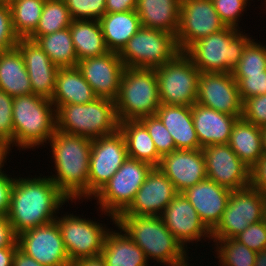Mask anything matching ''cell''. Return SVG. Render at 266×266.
<instances>
[{"label": "cell", "instance_id": "cell-12", "mask_svg": "<svg viewBox=\"0 0 266 266\" xmlns=\"http://www.w3.org/2000/svg\"><path fill=\"white\" fill-rule=\"evenodd\" d=\"M71 264L80 259L101 255L105 237L110 230L98 221L64 214L55 219Z\"/></svg>", "mask_w": 266, "mask_h": 266}, {"label": "cell", "instance_id": "cell-15", "mask_svg": "<svg viewBox=\"0 0 266 266\" xmlns=\"http://www.w3.org/2000/svg\"><path fill=\"white\" fill-rule=\"evenodd\" d=\"M18 248L44 266H72L55 221L17 235Z\"/></svg>", "mask_w": 266, "mask_h": 266}, {"label": "cell", "instance_id": "cell-53", "mask_svg": "<svg viewBox=\"0 0 266 266\" xmlns=\"http://www.w3.org/2000/svg\"><path fill=\"white\" fill-rule=\"evenodd\" d=\"M72 266H107L101 255L83 258L72 264Z\"/></svg>", "mask_w": 266, "mask_h": 266}, {"label": "cell", "instance_id": "cell-29", "mask_svg": "<svg viewBox=\"0 0 266 266\" xmlns=\"http://www.w3.org/2000/svg\"><path fill=\"white\" fill-rule=\"evenodd\" d=\"M98 21L107 49L117 53L142 27L140 18L135 10L105 13Z\"/></svg>", "mask_w": 266, "mask_h": 266}, {"label": "cell", "instance_id": "cell-40", "mask_svg": "<svg viewBox=\"0 0 266 266\" xmlns=\"http://www.w3.org/2000/svg\"><path fill=\"white\" fill-rule=\"evenodd\" d=\"M73 20H99L106 13V0H64Z\"/></svg>", "mask_w": 266, "mask_h": 266}, {"label": "cell", "instance_id": "cell-32", "mask_svg": "<svg viewBox=\"0 0 266 266\" xmlns=\"http://www.w3.org/2000/svg\"><path fill=\"white\" fill-rule=\"evenodd\" d=\"M227 144L249 168L263 156L261 128L242 118L235 122Z\"/></svg>", "mask_w": 266, "mask_h": 266}, {"label": "cell", "instance_id": "cell-5", "mask_svg": "<svg viewBox=\"0 0 266 266\" xmlns=\"http://www.w3.org/2000/svg\"><path fill=\"white\" fill-rule=\"evenodd\" d=\"M115 101L96 98L86 104H68L56 110V130L95 139L119 130Z\"/></svg>", "mask_w": 266, "mask_h": 266}, {"label": "cell", "instance_id": "cell-6", "mask_svg": "<svg viewBox=\"0 0 266 266\" xmlns=\"http://www.w3.org/2000/svg\"><path fill=\"white\" fill-rule=\"evenodd\" d=\"M251 40L243 31L226 26L196 41L184 53L200 72L232 73Z\"/></svg>", "mask_w": 266, "mask_h": 266}, {"label": "cell", "instance_id": "cell-14", "mask_svg": "<svg viewBox=\"0 0 266 266\" xmlns=\"http://www.w3.org/2000/svg\"><path fill=\"white\" fill-rule=\"evenodd\" d=\"M225 27L212 0H181L179 28L176 34L180 52H185L196 41Z\"/></svg>", "mask_w": 266, "mask_h": 266}, {"label": "cell", "instance_id": "cell-50", "mask_svg": "<svg viewBox=\"0 0 266 266\" xmlns=\"http://www.w3.org/2000/svg\"><path fill=\"white\" fill-rule=\"evenodd\" d=\"M137 0H106V13L135 10Z\"/></svg>", "mask_w": 266, "mask_h": 266}, {"label": "cell", "instance_id": "cell-51", "mask_svg": "<svg viewBox=\"0 0 266 266\" xmlns=\"http://www.w3.org/2000/svg\"><path fill=\"white\" fill-rule=\"evenodd\" d=\"M12 266H44V265L40 264L35 259L26 255L19 248H17L13 256Z\"/></svg>", "mask_w": 266, "mask_h": 266}, {"label": "cell", "instance_id": "cell-35", "mask_svg": "<svg viewBox=\"0 0 266 266\" xmlns=\"http://www.w3.org/2000/svg\"><path fill=\"white\" fill-rule=\"evenodd\" d=\"M72 21L64 0H45L37 28L28 39L36 41L40 36L66 29Z\"/></svg>", "mask_w": 266, "mask_h": 266}, {"label": "cell", "instance_id": "cell-46", "mask_svg": "<svg viewBox=\"0 0 266 266\" xmlns=\"http://www.w3.org/2000/svg\"><path fill=\"white\" fill-rule=\"evenodd\" d=\"M18 40L12 25L10 7L0 5V52L15 48Z\"/></svg>", "mask_w": 266, "mask_h": 266}, {"label": "cell", "instance_id": "cell-34", "mask_svg": "<svg viewBox=\"0 0 266 266\" xmlns=\"http://www.w3.org/2000/svg\"><path fill=\"white\" fill-rule=\"evenodd\" d=\"M36 42L59 68L77 67L78 59L69 27L40 36Z\"/></svg>", "mask_w": 266, "mask_h": 266}, {"label": "cell", "instance_id": "cell-36", "mask_svg": "<svg viewBox=\"0 0 266 266\" xmlns=\"http://www.w3.org/2000/svg\"><path fill=\"white\" fill-rule=\"evenodd\" d=\"M45 0H18L11 7L12 25L19 38H28L37 28Z\"/></svg>", "mask_w": 266, "mask_h": 266}, {"label": "cell", "instance_id": "cell-33", "mask_svg": "<svg viewBox=\"0 0 266 266\" xmlns=\"http://www.w3.org/2000/svg\"><path fill=\"white\" fill-rule=\"evenodd\" d=\"M69 30L78 61L109 52L99 21L73 20Z\"/></svg>", "mask_w": 266, "mask_h": 266}, {"label": "cell", "instance_id": "cell-55", "mask_svg": "<svg viewBox=\"0 0 266 266\" xmlns=\"http://www.w3.org/2000/svg\"><path fill=\"white\" fill-rule=\"evenodd\" d=\"M7 154H9V151H0V171L4 168V162H6L5 159H7L6 157L8 156Z\"/></svg>", "mask_w": 266, "mask_h": 266}, {"label": "cell", "instance_id": "cell-56", "mask_svg": "<svg viewBox=\"0 0 266 266\" xmlns=\"http://www.w3.org/2000/svg\"><path fill=\"white\" fill-rule=\"evenodd\" d=\"M18 0H0V5L11 7Z\"/></svg>", "mask_w": 266, "mask_h": 266}, {"label": "cell", "instance_id": "cell-24", "mask_svg": "<svg viewBox=\"0 0 266 266\" xmlns=\"http://www.w3.org/2000/svg\"><path fill=\"white\" fill-rule=\"evenodd\" d=\"M191 111L194 128L202 149L214 144L228 143L232 128L239 118L197 103L191 106Z\"/></svg>", "mask_w": 266, "mask_h": 266}, {"label": "cell", "instance_id": "cell-54", "mask_svg": "<svg viewBox=\"0 0 266 266\" xmlns=\"http://www.w3.org/2000/svg\"><path fill=\"white\" fill-rule=\"evenodd\" d=\"M263 155H266V125L261 127Z\"/></svg>", "mask_w": 266, "mask_h": 266}, {"label": "cell", "instance_id": "cell-39", "mask_svg": "<svg viewBox=\"0 0 266 266\" xmlns=\"http://www.w3.org/2000/svg\"><path fill=\"white\" fill-rule=\"evenodd\" d=\"M139 121L148 130L161 157L176 150L173 137L156 115L140 118Z\"/></svg>", "mask_w": 266, "mask_h": 266}, {"label": "cell", "instance_id": "cell-27", "mask_svg": "<svg viewBox=\"0 0 266 266\" xmlns=\"http://www.w3.org/2000/svg\"><path fill=\"white\" fill-rule=\"evenodd\" d=\"M98 98L77 67L59 68L51 102L55 110L68 104H86Z\"/></svg>", "mask_w": 266, "mask_h": 266}, {"label": "cell", "instance_id": "cell-3", "mask_svg": "<svg viewBox=\"0 0 266 266\" xmlns=\"http://www.w3.org/2000/svg\"><path fill=\"white\" fill-rule=\"evenodd\" d=\"M116 224L143 250L148 261L163 266H190L187 251L160 216L119 215Z\"/></svg>", "mask_w": 266, "mask_h": 266}, {"label": "cell", "instance_id": "cell-1", "mask_svg": "<svg viewBox=\"0 0 266 266\" xmlns=\"http://www.w3.org/2000/svg\"><path fill=\"white\" fill-rule=\"evenodd\" d=\"M69 199L48 177H15L7 219L16 235L52 223Z\"/></svg>", "mask_w": 266, "mask_h": 266}, {"label": "cell", "instance_id": "cell-43", "mask_svg": "<svg viewBox=\"0 0 266 266\" xmlns=\"http://www.w3.org/2000/svg\"><path fill=\"white\" fill-rule=\"evenodd\" d=\"M241 118L257 127L266 125V94L252 96L243 101Z\"/></svg>", "mask_w": 266, "mask_h": 266}, {"label": "cell", "instance_id": "cell-4", "mask_svg": "<svg viewBox=\"0 0 266 266\" xmlns=\"http://www.w3.org/2000/svg\"><path fill=\"white\" fill-rule=\"evenodd\" d=\"M12 119L13 140L6 146L9 152L12 145L22 150L43 147L56 131L53 103L33 93L13 97Z\"/></svg>", "mask_w": 266, "mask_h": 266}, {"label": "cell", "instance_id": "cell-58", "mask_svg": "<svg viewBox=\"0 0 266 266\" xmlns=\"http://www.w3.org/2000/svg\"><path fill=\"white\" fill-rule=\"evenodd\" d=\"M264 219L266 221V203H265V214H264Z\"/></svg>", "mask_w": 266, "mask_h": 266}, {"label": "cell", "instance_id": "cell-18", "mask_svg": "<svg viewBox=\"0 0 266 266\" xmlns=\"http://www.w3.org/2000/svg\"><path fill=\"white\" fill-rule=\"evenodd\" d=\"M168 230L187 251V244L211 239V231L204 225L190 201L177 193L160 215Z\"/></svg>", "mask_w": 266, "mask_h": 266}, {"label": "cell", "instance_id": "cell-22", "mask_svg": "<svg viewBox=\"0 0 266 266\" xmlns=\"http://www.w3.org/2000/svg\"><path fill=\"white\" fill-rule=\"evenodd\" d=\"M16 47L24 58L33 94L51 100L59 67L51 61L36 41L19 38Z\"/></svg>", "mask_w": 266, "mask_h": 266}, {"label": "cell", "instance_id": "cell-42", "mask_svg": "<svg viewBox=\"0 0 266 266\" xmlns=\"http://www.w3.org/2000/svg\"><path fill=\"white\" fill-rule=\"evenodd\" d=\"M216 12L225 26L239 28V17H242L250 0H212Z\"/></svg>", "mask_w": 266, "mask_h": 266}, {"label": "cell", "instance_id": "cell-8", "mask_svg": "<svg viewBox=\"0 0 266 266\" xmlns=\"http://www.w3.org/2000/svg\"><path fill=\"white\" fill-rule=\"evenodd\" d=\"M152 168L146 162L127 157L111 179L92 197L98 201L102 214H107L115 224L116 218L133 202Z\"/></svg>", "mask_w": 266, "mask_h": 266}, {"label": "cell", "instance_id": "cell-28", "mask_svg": "<svg viewBox=\"0 0 266 266\" xmlns=\"http://www.w3.org/2000/svg\"><path fill=\"white\" fill-rule=\"evenodd\" d=\"M116 230H109L103 245L101 256L107 266H148L143 250L116 223ZM123 232V233H122Z\"/></svg>", "mask_w": 266, "mask_h": 266}, {"label": "cell", "instance_id": "cell-17", "mask_svg": "<svg viewBox=\"0 0 266 266\" xmlns=\"http://www.w3.org/2000/svg\"><path fill=\"white\" fill-rule=\"evenodd\" d=\"M207 178L231 191L244 189L250 184L247 167L228 144H214L202 149Z\"/></svg>", "mask_w": 266, "mask_h": 266}, {"label": "cell", "instance_id": "cell-45", "mask_svg": "<svg viewBox=\"0 0 266 266\" xmlns=\"http://www.w3.org/2000/svg\"><path fill=\"white\" fill-rule=\"evenodd\" d=\"M235 239L255 252L266 248V221L265 219L250 224Z\"/></svg>", "mask_w": 266, "mask_h": 266}, {"label": "cell", "instance_id": "cell-9", "mask_svg": "<svg viewBox=\"0 0 266 266\" xmlns=\"http://www.w3.org/2000/svg\"><path fill=\"white\" fill-rule=\"evenodd\" d=\"M179 53L174 34L141 27L118 54L125 67L156 69Z\"/></svg>", "mask_w": 266, "mask_h": 266}, {"label": "cell", "instance_id": "cell-10", "mask_svg": "<svg viewBox=\"0 0 266 266\" xmlns=\"http://www.w3.org/2000/svg\"><path fill=\"white\" fill-rule=\"evenodd\" d=\"M155 71L162 104L192 106L196 103L200 71L184 52Z\"/></svg>", "mask_w": 266, "mask_h": 266}, {"label": "cell", "instance_id": "cell-41", "mask_svg": "<svg viewBox=\"0 0 266 266\" xmlns=\"http://www.w3.org/2000/svg\"><path fill=\"white\" fill-rule=\"evenodd\" d=\"M242 102L252 96L266 94V71L255 74H232Z\"/></svg>", "mask_w": 266, "mask_h": 266}, {"label": "cell", "instance_id": "cell-19", "mask_svg": "<svg viewBox=\"0 0 266 266\" xmlns=\"http://www.w3.org/2000/svg\"><path fill=\"white\" fill-rule=\"evenodd\" d=\"M124 64L117 52L78 61L77 68L98 98L116 100Z\"/></svg>", "mask_w": 266, "mask_h": 266}, {"label": "cell", "instance_id": "cell-25", "mask_svg": "<svg viewBox=\"0 0 266 266\" xmlns=\"http://www.w3.org/2000/svg\"><path fill=\"white\" fill-rule=\"evenodd\" d=\"M155 115L173 137L176 150L202 149L194 128L191 106L161 103Z\"/></svg>", "mask_w": 266, "mask_h": 266}, {"label": "cell", "instance_id": "cell-7", "mask_svg": "<svg viewBox=\"0 0 266 266\" xmlns=\"http://www.w3.org/2000/svg\"><path fill=\"white\" fill-rule=\"evenodd\" d=\"M160 104L155 69L124 67L115 100L118 121L154 116Z\"/></svg>", "mask_w": 266, "mask_h": 266}, {"label": "cell", "instance_id": "cell-11", "mask_svg": "<svg viewBox=\"0 0 266 266\" xmlns=\"http://www.w3.org/2000/svg\"><path fill=\"white\" fill-rule=\"evenodd\" d=\"M266 196L250 186L232 191L220 222L211 231V239H231L250 224L264 219Z\"/></svg>", "mask_w": 266, "mask_h": 266}, {"label": "cell", "instance_id": "cell-23", "mask_svg": "<svg viewBox=\"0 0 266 266\" xmlns=\"http://www.w3.org/2000/svg\"><path fill=\"white\" fill-rule=\"evenodd\" d=\"M231 192L206 178L182 194L190 201L204 225L212 231L221 220Z\"/></svg>", "mask_w": 266, "mask_h": 266}, {"label": "cell", "instance_id": "cell-20", "mask_svg": "<svg viewBox=\"0 0 266 266\" xmlns=\"http://www.w3.org/2000/svg\"><path fill=\"white\" fill-rule=\"evenodd\" d=\"M177 193L172 181L158 167H153L133 202L120 215L160 216Z\"/></svg>", "mask_w": 266, "mask_h": 266}, {"label": "cell", "instance_id": "cell-47", "mask_svg": "<svg viewBox=\"0 0 266 266\" xmlns=\"http://www.w3.org/2000/svg\"><path fill=\"white\" fill-rule=\"evenodd\" d=\"M250 187L259 190L266 196V155H263L250 168Z\"/></svg>", "mask_w": 266, "mask_h": 266}, {"label": "cell", "instance_id": "cell-2", "mask_svg": "<svg viewBox=\"0 0 266 266\" xmlns=\"http://www.w3.org/2000/svg\"><path fill=\"white\" fill-rule=\"evenodd\" d=\"M55 175L49 178L72 202L88 199L89 162L92 139L58 130L49 139ZM57 174V175H56Z\"/></svg>", "mask_w": 266, "mask_h": 266}, {"label": "cell", "instance_id": "cell-30", "mask_svg": "<svg viewBox=\"0 0 266 266\" xmlns=\"http://www.w3.org/2000/svg\"><path fill=\"white\" fill-rule=\"evenodd\" d=\"M0 89L11 97L33 93L24 58L17 47L0 52Z\"/></svg>", "mask_w": 266, "mask_h": 266}, {"label": "cell", "instance_id": "cell-26", "mask_svg": "<svg viewBox=\"0 0 266 266\" xmlns=\"http://www.w3.org/2000/svg\"><path fill=\"white\" fill-rule=\"evenodd\" d=\"M181 0H137V12L142 27L174 34L179 28Z\"/></svg>", "mask_w": 266, "mask_h": 266}, {"label": "cell", "instance_id": "cell-37", "mask_svg": "<svg viewBox=\"0 0 266 266\" xmlns=\"http://www.w3.org/2000/svg\"><path fill=\"white\" fill-rule=\"evenodd\" d=\"M216 246L220 266H254L257 252L251 250L235 238L211 239Z\"/></svg>", "mask_w": 266, "mask_h": 266}, {"label": "cell", "instance_id": "cell-48", "mask_svg": "<svg viewBox=\"0 0 266 266\" xmlns=\"http://www.w3.org/2000/svg\"><path fill=\"white\" fill-rule=\"evenodd\" d=\"M4 172V170L0 171V216H6L8 213L11 190L15 180Z\"/></svg>", "mask_w": 266, "mask_h": 266}, {"label": "cell", "instance_id": "cell-57", "mask_svg": "<svg viewBox=\"0 0 266 266\" xmlns=\"http://www.w3.org/2000/svg\"><path fill=\"white\" fill-rule=\"evenodd\" d=\"M0 151H8V150L6 149V147H4V146L0 143Z\"/></svg>", "mask_w": 266, "mask_h": 266}, {"label": "cell", "instance_id": "cell-49", "mask_svg": "<svg viewBox=\"0 0 266 266\" xmlns=\"http://www.w3.org/2000/svg\"><path fill=\"white\" fill-rule=\"evenodd\" d=\"M18 247L17 235L6 216H0V248Z\"/></svg>", "mask_w": 266, "mask_h": 266}, {"label": "cell", "instance_id": "cell-21", "mask_svg": "<svg viewBox=\"0 0 266 266\" xmlns=\"http://www.w3.org/2000/svg\"><path fill=\"white\" fill-rule=\"evenodd\" d=\"M158 168L172 181L178 193L207 178L202 149L175 150L161 157Z\"/></svg>", "mask_w": 266, "mask_h": 266}, {"label": "cell", "instance_id": "cell-13", "mask_svg": "<svg viewBox=\"0 0 266 266\" xmlns=\"http://www.w3.org/2000/svg\"><path fill=\"white\" fill-rule=\"evenodd\" d=\"M127 157L126 141L120 130L111 135L92 139L88 200L111 179Z\"/></svg>", "mask_w": 266, "mask_h": 266}, {"label": "cell", "instance_id": "cell-16", "mask_svg": "<svg viewBox=\"0 0 266 266\" xmlns=\"http://www.w3.org/2000/svg\"><path fill=\"white\" fill-rule=\"evenodd\" d=\"M197 104L241 118L242 105L232 73L200 72Z\"/></svg>", "mask_w": 266, "mask_h": 266}, {"label": "cell", "instance_id": "cell-44", "mask_svg": "<svg viewBox=\"0 0 266 266\" xmlns=\"http://www.w3.org/2000/svg\"><path fill=\"white\" fill-rule=\"evenodd\" d=\"M13 97L0 89V143L6 147L13 140Z\"/></svg>", "mask_w": 266, "mask_h": 266}, {"label": "cell", "instance_id": "cell-38", "mask_svg": "<svg viewBox=\"0 0 266 266\" xmlns=\"http://www.w3.org/2000/svg\"><path fill=\"white\" fill-rule=\"evenodd\" d=\"M252 39L244 48L232 74H255L266 71V46Z\"/></svg>", "mask_w": 266, "mask_h": 266}, {"label": "cell", "instance_id": "cell-52", "mask_svg": "<svg viewBox=\"0 0 266 266\" xmlns=\"http://www.w3.org/2000/svg\"><path fill=\"white\" fill-rule=\"evenodd\" d=\"M18 247L0 248V266H12L13 256Z\"/></svg>", "mask_w": 266, "mask_h": 266}, {"label": "cell", "instance_id": "cell-31", "mask_svg": "<svg viewBox=\"0 0 266 266\" xmlns=\"http://www.w3.org/2000/svg\"><path fill=\"white\" fill-rule=\"evenodd\" d=\"M119 130L125 138L129 158L146 162L152 167L159 166L161 156L148 130L139 120L120 122Z\"/></svg>", "mask_w": 266, "mask_h": 266}]
</instances>
